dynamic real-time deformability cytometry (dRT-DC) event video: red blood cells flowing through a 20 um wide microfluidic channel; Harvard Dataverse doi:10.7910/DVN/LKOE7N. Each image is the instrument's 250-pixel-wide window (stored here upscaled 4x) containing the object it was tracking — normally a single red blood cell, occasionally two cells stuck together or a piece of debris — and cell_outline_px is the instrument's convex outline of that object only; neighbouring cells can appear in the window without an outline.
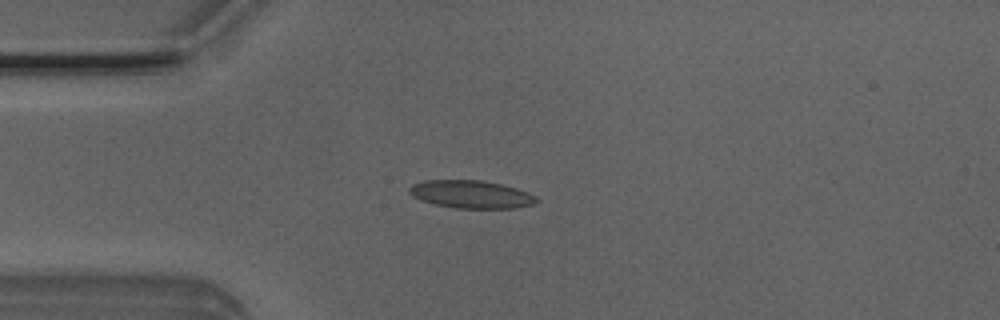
{"species": "Egyptian fruit bat (a non-hibernating species)", "species_latin": "Rousettus aegyptiacus", "temperature_condition": "room temperature", "stored_images_in_passage": 47, "camera_frame_rate_fps": 3000, "um_per_image_px": 0.085, "animal": {"sex": "male"}, "frame": {"image": 1, "passage_image": 9, "time_ms": 2.667, "image_size_px": [1000, 320], "cell_outline_px": [[540, 200], [532, 204], [516, 208], [456, 208], [436, 204], [420, 200], [412, 196], [408, 192], [408, 188], [412, 184], [424, 180], [480, 180], [500, 184], [516, 188], [528, 192], [536, 196]], "centroid_in_image_um": [40.03, 16.51], "position_along_channel_um": 45.0, "area_um2": 20.63}}
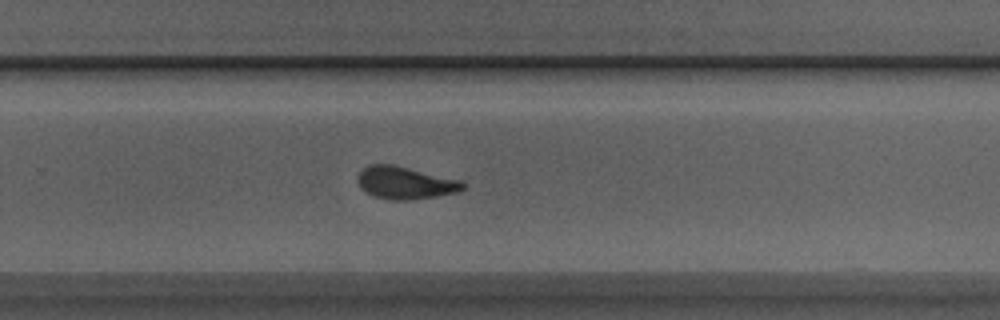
{"frame": {"image": 2, "passage_image": 29, "time_ms": 9.333, "image_size_px": [1000, 320], "cell_outline_px": [[464, 188], [456, 192], [436, 196], [412, 200], [388, 200], [372, 196], [364, 192], [360, 188], [356, 180], [356, 176], [368, 164], [392, 164], [460, 180], [464, 184]], "centroid_in_image_um": [34.36, 15.55], "position_along_channel_um": 295.4, "area_um2": 20.0}}
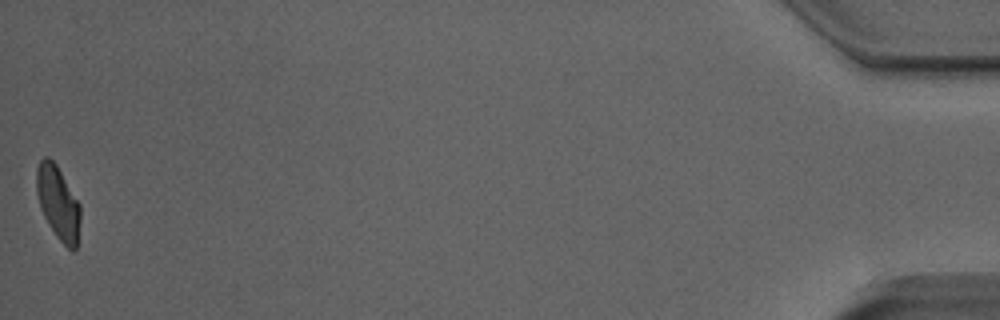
{"frame": {"image": 3, "passage_image": 47, "time_ms": 15.333, "image_size_px": [1000, 320], "cell_outline_px": [[80, 220], [76, 248], [72, 252], [56, 236], [48, 224], [40, 208], [36, 192], [36, 168], [40, 160], [44, 156], [48, 156], [56, 164], [80, 204]], "centroid_in_image_um": [4.92, 17.22], "position_along_channel_um": 430.3, "area_um2": 18.79}, "authors_computed_cell_mechanics": {"area_um2": 19.8832, "velocity_mm_per_s": 3.9907, "shape_relaxation_time_tau1_ms": 4.8282, "shape_relaxation_time_tau2_ms": 1.2489, "deformation_change_tau1": 0.1391, "deformation_change_tau2": 0.0653}}